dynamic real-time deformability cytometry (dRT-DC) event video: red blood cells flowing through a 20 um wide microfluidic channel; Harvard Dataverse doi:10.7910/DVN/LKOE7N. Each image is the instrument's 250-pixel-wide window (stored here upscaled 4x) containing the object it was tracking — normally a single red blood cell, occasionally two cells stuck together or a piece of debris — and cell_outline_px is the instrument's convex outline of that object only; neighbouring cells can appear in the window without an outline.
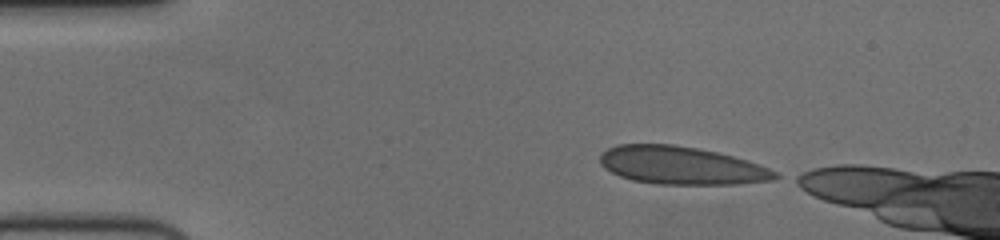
{"species": "human", "species_latin": "Homo sapiens", "temperature_condition": "cold", "stored_images_in_passage": 7, "camera_frame_rate_fps": 3000, "um_per_image_px": 0.085, "donor": {"sex": "female"}, "frame": {"image": 1, "passage_image": 1, "time_ms": 0.0, "image_size_px": [1000, 240], "cell_outline_px": [[780, 176], [772, 180], [736, 184], [656, 184], [632, 180], [620, 176], [604, 168], [600, 164], [600, 152], [616, 144], [672, 144], [696, 148], [716, 152], [732, 156], [768, 168], [776, 172]], "centroid_in_image_um": [57.84, 14.06], "position_along_channel_um": 27.2, "area_um2": 38.49}}